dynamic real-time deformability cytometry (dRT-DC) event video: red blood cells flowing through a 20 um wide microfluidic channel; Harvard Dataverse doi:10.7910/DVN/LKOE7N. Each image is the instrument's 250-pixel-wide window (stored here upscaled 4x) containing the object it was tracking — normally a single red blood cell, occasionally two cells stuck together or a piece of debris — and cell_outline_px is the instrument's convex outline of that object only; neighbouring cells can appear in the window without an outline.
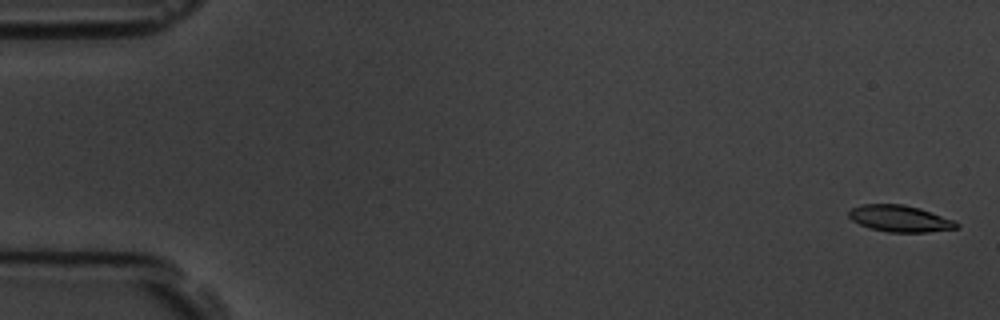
{"species": "common noctule bat (a hibernating species)", "species_latin": "Nyctalus noctula", "temperature_condition": "room temperature", "stored_images_in_passage": 5, "camera_frame_rate_fps": 3000, "um_per_image_px": 0.085, "animal": {"sex": "male", "body_mass_g": 19.5, "forearm_length_mm": 54.6}, "frame": {"image": 1, "passage_image": 1, "time_ms": 0.0, "image_size_px": [1000, 320], "cell_outline_px": [[960, 228], [928, 232], [888, 232], [872, 228], [860, 224], [852, 220], [848, 216], [848, 212], [852, 208], [860, 204], [904, 204], [920, 208], [956, 220], [960, 224]], "centroid_in_image_um": [76.55, 18.57], "position_along_channel_um": 8.5, "area_um2": 16.82}}